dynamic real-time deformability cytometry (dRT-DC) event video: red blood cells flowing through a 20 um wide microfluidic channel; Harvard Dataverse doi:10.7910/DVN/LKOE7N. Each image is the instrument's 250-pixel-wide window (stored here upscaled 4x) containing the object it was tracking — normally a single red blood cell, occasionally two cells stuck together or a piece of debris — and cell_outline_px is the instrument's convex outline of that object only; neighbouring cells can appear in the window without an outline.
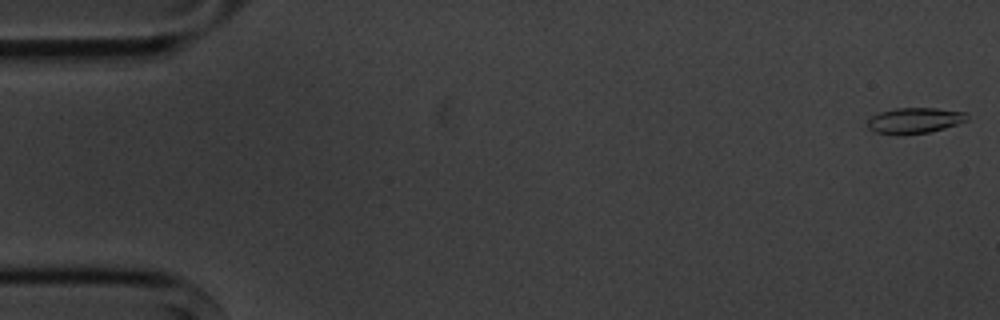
{"species": "common noctule bat (a hibernating species)", "species_latin": "Nyctalus noctula", "temperature_condition": "cold", "stored_images_in_passage": 4, "camera_frame_rate_fps": 3000, "um_per_image_px": 0.085, "animal": {"sex": "male", "body_mass_g": 20.1, "forearm_length_mm": 53.5}, "frame": {"image": 1, "passage_image": 1, "time_ms": 0.0, "image_size_px": [1000, 320], "cell_outline_px": [[968, 120], [944, 128], [928, 132], [904, 136], [876, 132], [868, 128], [868, 120], [872, 116], [880, 112], [896, 108], [936, 108], [968, 112]], "centroid_in_image_um": [77.76, 10.25], "position_along_channel_um": 7.2, "area_um2": 15.03}}